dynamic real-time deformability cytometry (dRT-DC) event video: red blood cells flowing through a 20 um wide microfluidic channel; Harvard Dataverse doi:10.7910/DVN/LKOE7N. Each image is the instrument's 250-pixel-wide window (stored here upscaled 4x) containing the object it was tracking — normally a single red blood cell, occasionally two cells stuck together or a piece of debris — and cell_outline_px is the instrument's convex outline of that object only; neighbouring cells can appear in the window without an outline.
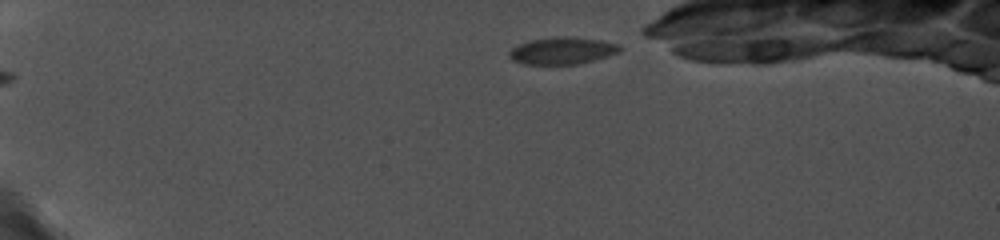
{"species": "common noctule bat (a hibernating species)", "species_latin": "Nyctalus noctula", "temperature_condition": "cold", "stored_images_in_passage": 34, "camera_frame_rate_fps": 5000, "um_per_image_px": 0.085, "animal": {"sex": "female", "body_mass_g": 19.0, "forearm_length_mm": 56.7}, "frame": {"image": 1, "passage_image": 1, "time_ms": 0.0, "image_size_px": [1000, 240], "cell_outline_px": [[624, 48], [620, 52], [608, 56], [580, 64], [524, 64], [512, 60], [508, 56], [508, 52], [516, 44], [532, 40], [556, 36], [568, 36], [600, 40], [620, 44]], "centroid_in_image_um": [47.81, 4.3], "position_along_channel_um": 37.2, "area_um2": 17.69}}
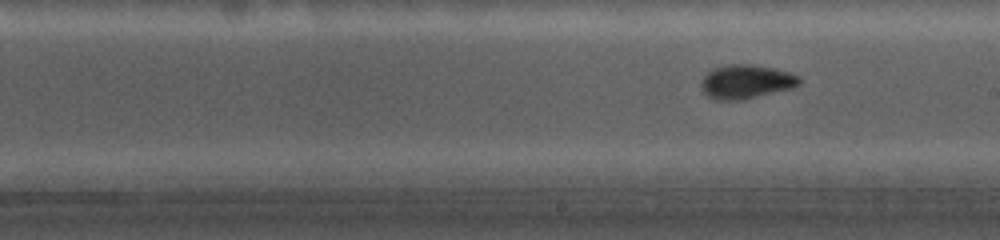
{"frame": {"image": 2, "passage_image": 15, "time_ms": 7.0, "image_size_px": [1000, 240], "cell_outline_px": [[800, 84], [792, 88], [744, 100], [716, 100], [708, 96], [700, 88], [700, 84], [704, 76], [708, 72], [716, 68], [732, 64], [752, 64], [776, 68], [800, 76]], "centroid_in_image_um": [63.44, 6.95], "position_along_channel_um": 225.6, "area_um2": 19.48}}
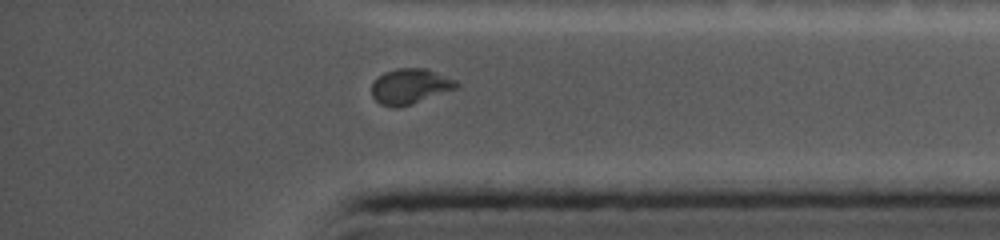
{"frame": {"image": 3, "passage_image": 31, "time_ms": 11.6, "image_size_px": [1000, 240], "cell_outline_px": [[460, 84], [456, 88], [412, 104], [400, 108], [396, 108], [380, 104], [372, 96], [372, 84], [376, 76], [384, 72], [396, 68], [428, 68], [456, 80]], "centroid_in_image_um": [34.83, 7.33], "position_along_channel_um": 400.4, "area_um2": 17.63}}